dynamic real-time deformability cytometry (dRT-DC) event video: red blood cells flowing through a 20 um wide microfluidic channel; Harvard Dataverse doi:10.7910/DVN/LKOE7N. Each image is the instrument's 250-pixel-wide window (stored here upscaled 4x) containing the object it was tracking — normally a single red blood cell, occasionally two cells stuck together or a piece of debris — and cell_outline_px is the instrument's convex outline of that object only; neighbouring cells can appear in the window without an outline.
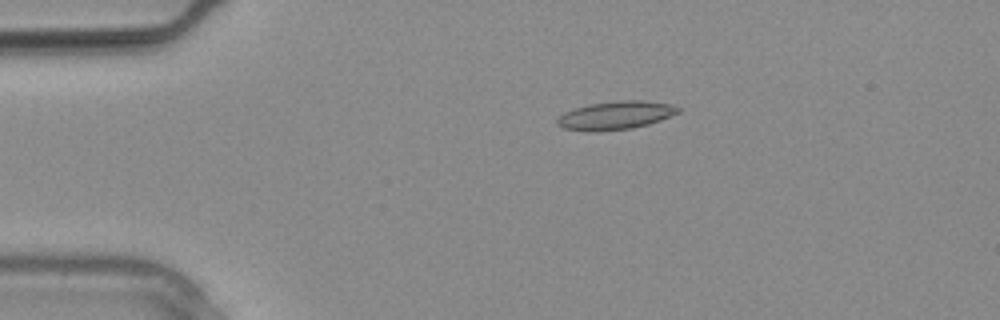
{"species": "common noctule bat (a hibernating species)", "species_latin": "Nyctalus noctula", "temperature_condition": "warm", "stored_images_in_passage": 7, "camera_frame_rate_fps": 3000, "um_per_image_px": 0.085, "animal": {"sex": "male", "body_mass_g": 20.4}, "frame": {"image": 1, "passage_image": 1, "time_ms": 0.0, "image_size_px": [1000, 320], "cell_outline_px": [[680, 112], [660, 120], [648, 124], [632, 128], [600, 132], [588, 132], [564, 128], [556, 124], [556, 120], [564, 112], [588, 104], [620, 100], [640, 100], [672, 104], [680, 108]], "centroid_in_image_um": [52.31, 9.81], "position_along_channel_um": 32.7, "area_um2": 20.06}}
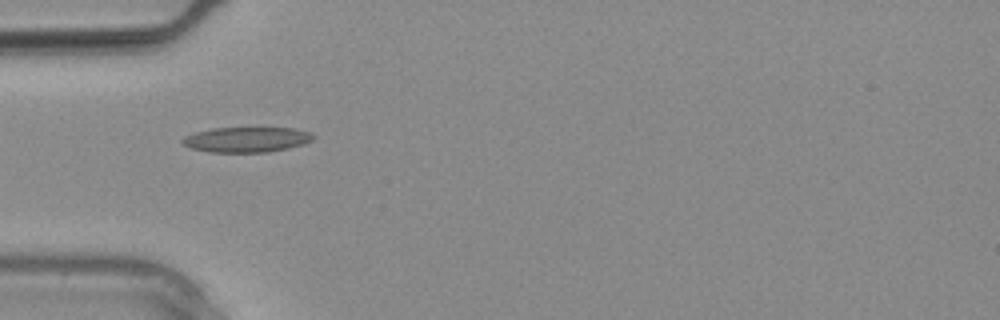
{"frame": {"image": 2, "passage_image": 4, "time_ms": 1.0, "image_size_px": [1000, 320], "cell_outline_px": [[316, 136], [312, 140], [304, 144], [288, 148], [268, 152], [208, 152], [192, 148], [184, 144], [180, 140], [184, 136], [196, 132], [212, 128], [296, 128], [312, 132]], "centroid_in_image_um": [21.0, 11.86], "position_along_channel_um": 64.0, "area_um2": 19.31}}